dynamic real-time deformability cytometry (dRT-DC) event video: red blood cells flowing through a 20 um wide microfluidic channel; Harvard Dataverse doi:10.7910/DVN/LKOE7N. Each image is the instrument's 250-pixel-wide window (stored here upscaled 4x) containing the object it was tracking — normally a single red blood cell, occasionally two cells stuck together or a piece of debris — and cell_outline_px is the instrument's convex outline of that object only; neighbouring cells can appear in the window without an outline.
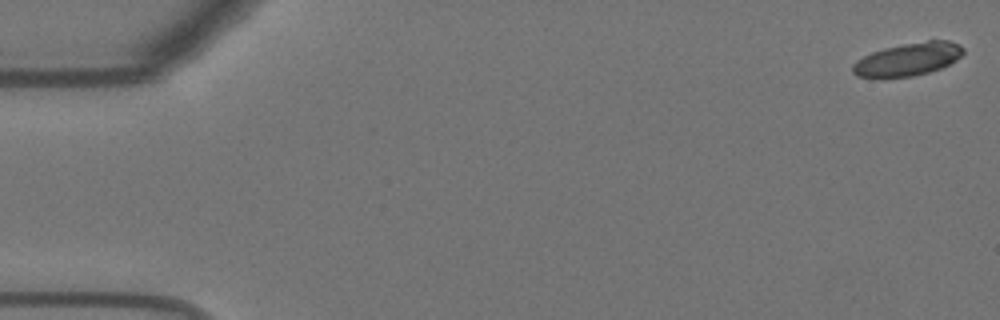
{"species": "Egyptian fruit bat (a non-hibernating species)", "species_latin": "Rousettus aegyptiacus", "temperature_condition": "warm", "stored_images_in_passage": 14, "camera_frame_rate_fps": 3000, "um_per_image_px": 0.085, "animal": {"sex": "female"}, "frame": {"image": 1, "passage_image": 1, "time_ms": 0.0, "image_size_px": [1000, 320], "cell_outline_px": [[964, 52], [956, 60], [940, 68], [928, 72], [912, 76], [856, 76], [852, 72], [852, 64], [856, 60], [872, 52], [884, 48], [904, 44], [928, 40], [948, 40], [960, 44], [964, 48]], "centroid_in_image_um": [77.2, 5.01], "position_along_channel_um": 7.8, "area_um2": 20.87}}